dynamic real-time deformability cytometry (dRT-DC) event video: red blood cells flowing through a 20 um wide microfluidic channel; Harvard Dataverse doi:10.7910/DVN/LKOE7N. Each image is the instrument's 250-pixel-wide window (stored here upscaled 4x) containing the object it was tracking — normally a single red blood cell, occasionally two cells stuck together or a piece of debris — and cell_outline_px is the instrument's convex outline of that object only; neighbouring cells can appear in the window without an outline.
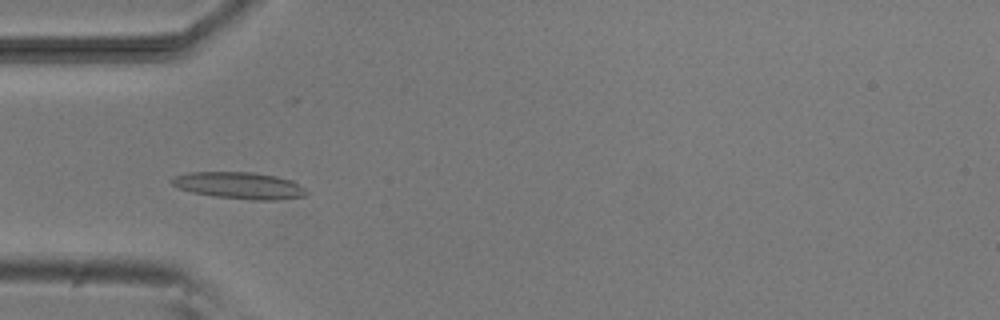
{"species": "common noctule bat (a hibernating species)", "species_latin": "Nyctalus noctula", "temperature_condition": "room temperature", "stored_images_in_passage": 7, "camera_frame_rate_fps": 3000, "um_per_image_px": 0.085, "animal": {"sex": "male", "body_mass_g": 20.5, "forearm_length_mm": 52.5}, "frame": {"image": 1, "passage_image": 5, "time_ms": 5.0, "image_size_px": [1000, 320], "cell_outline_px": [[308, 192], [304, 196], [276, 200], [252, 200], [216, 196], [192, 192], [180, 188], [172, 184], [168, 180], [172, 176], [188, 172], [252, 172], [276, 176], [292, 180], [304, 188]], "centroid_in_image_um": [20.32, 15.76], "position_along_channel_um": 64.7, "area_um2": 20.98}}
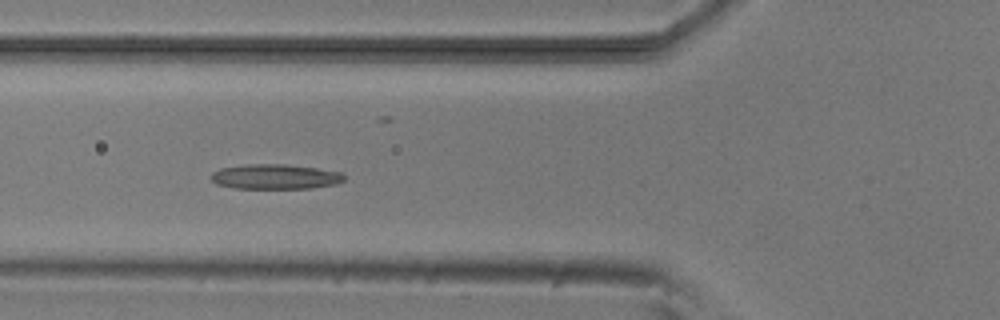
{"frame": {"image": 2, "passage_image": 6, "time_ms": 6.0, "image_size_px": [1000, 320], "cell_outline_px": [[344, 180], [336, 184], [312, 188], [236, 188], [216, 184], [212, 180], [212, 172], [220, 168], [248, 164], [284, 164], [316, 168], [340, 172], [344, 176]], "centroid_in_image_um": [23.39, 15.01], "position_along_channel_um": 102.4, "area_um2": 19.19}}
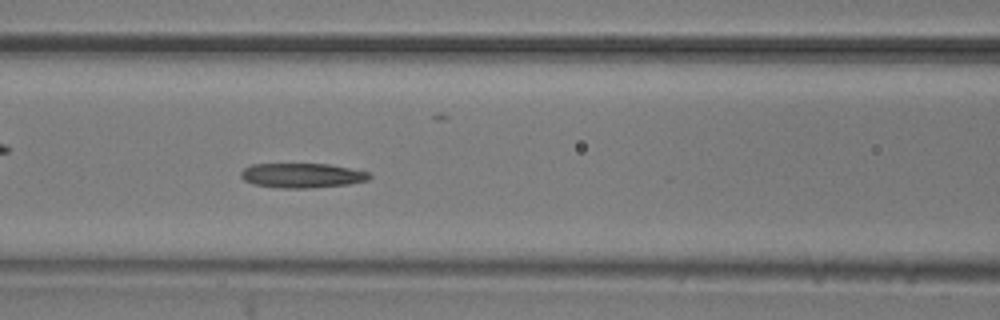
{"frame": {"image": 3, "passage_image": 7, "time_ms": 7.0, "image_size_px": [1000, 320], "cell_outline_px": [[372, 176], [368, 180], [348, 184], [308, 188], [280, 188], [252, 184], [244, 180], [240, 176], [240, 172], [244, 168], [252, 164], [328, 164], [368, 172]], "centroid_in_image_um": [25.64, 14.92], "position_along_channel_um": 141.0, "area_um2": 18.38}}